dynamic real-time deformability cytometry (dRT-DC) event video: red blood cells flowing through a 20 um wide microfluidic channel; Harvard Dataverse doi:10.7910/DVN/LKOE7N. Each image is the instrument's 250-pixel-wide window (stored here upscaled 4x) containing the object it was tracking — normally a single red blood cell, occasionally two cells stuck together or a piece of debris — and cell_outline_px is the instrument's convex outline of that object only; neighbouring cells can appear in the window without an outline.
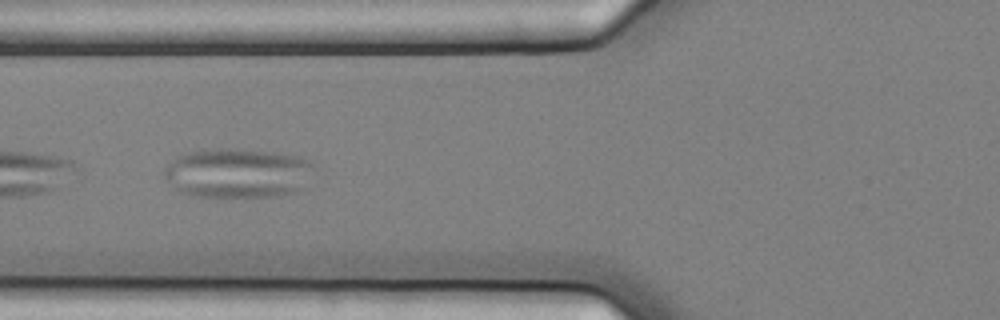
{"species": "common noctule bat (a hibernating species)", "species_latin": "Nyctalus noctula", "temperature_condition": "cold", "stored_images_in_passage": 13, "segment_of_instrument_passage": [2, 2], "camera_frame_rate_fps": 3000, "um_per_image_px": 0.085, "animal": {"sex": "female", "body_mass_g": 25.1}, "frame": {"image": 1, "passage_image": 6, "time_ms": 1.667, "image_size_px": [1000, 320], "cell_outline_px": [[312, 164], [296, 192], [280, 196], [196, 196], [180, 192], [164, 176], [164, 168], [176, 156], [200, 148], [240, 148], [272, 152], [300, 156], [308, 160]], "centroid_in_image_um": [20.1, 14.67], "position_along_channel_um": 105.7, "area_um2": 42.83}}